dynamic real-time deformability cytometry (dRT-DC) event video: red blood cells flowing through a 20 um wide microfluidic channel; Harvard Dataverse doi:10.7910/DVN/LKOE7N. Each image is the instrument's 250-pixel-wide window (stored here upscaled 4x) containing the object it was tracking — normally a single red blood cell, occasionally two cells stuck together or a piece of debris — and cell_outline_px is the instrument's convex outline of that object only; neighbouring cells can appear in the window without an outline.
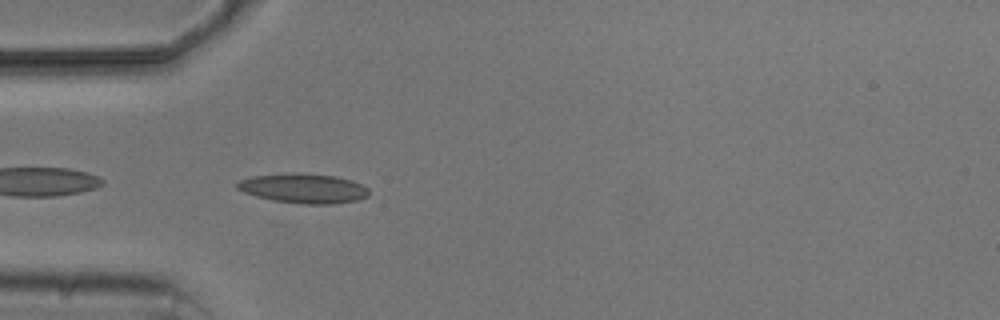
{"species": "common noctule bat (a hibernating species)", "species_latin": "Nyctalus noctula", "temperature_condition": "cold", "stored_images_in_passage": 2, "camera_frame_rate_fps": 3000, "um_per_image_px": 0.085, "animal": {"sex": "male", "body_mass_g": 20.5, "forearm_length_mm": 52.5}, "frame": {"image": 1, "passage_image": 2, "time_ms": 1.0, "image_size_px": [1000, 320], "cell_outline_px": [[368, 196], [356, 200], [332, 204], [300, 204], [272, 200], [256, 196], [244, 192], [236, 188], [236, 184], [240, 180], [252, 176], [336, 176], [352, 180], [368, 188]], "centroid_in_image_um": [25.83, 16.07], "position_along_channel_um": 59.2, "area_um2": 21.56}}